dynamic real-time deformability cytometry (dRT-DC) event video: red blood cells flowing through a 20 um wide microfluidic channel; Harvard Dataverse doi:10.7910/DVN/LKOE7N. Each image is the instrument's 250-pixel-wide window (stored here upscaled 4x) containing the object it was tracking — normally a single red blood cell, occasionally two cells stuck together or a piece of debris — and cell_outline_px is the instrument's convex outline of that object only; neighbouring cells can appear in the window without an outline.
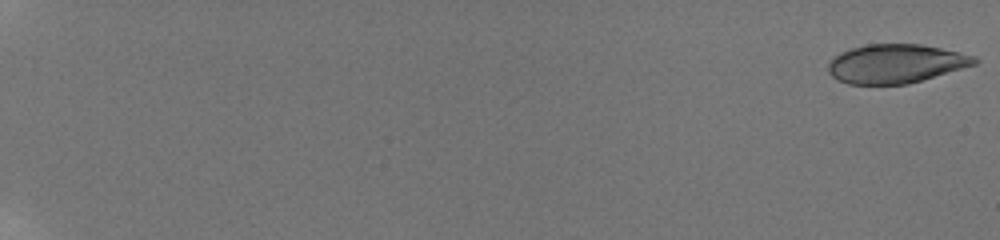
{"species": "human", "species_latin": "Homo sapiens", "temperature_condition": "room temperature", "stored_images_in_passage": 31, "camera_frame_rate_fps": 3000, "um_per_image_px": 0.085, "donor": {"sex": "male"}, "frame": {"image": 1, "passage_image": 1, "time_ms": 0.0, "image_size_px": [1000, 240], "cell_outline_px": [[980, 60], [976, 64], [908, 84], [848, 84], [836, 80], [828, 72], [828, 64], [840, 52], [852, 48], [868, 44], [920, 44], [940, 48], [976, 56]], "centroid_in_image_um": [76.13, 5.41], "position_along_channel_um": 8.9, "area_um2": 33.0}}
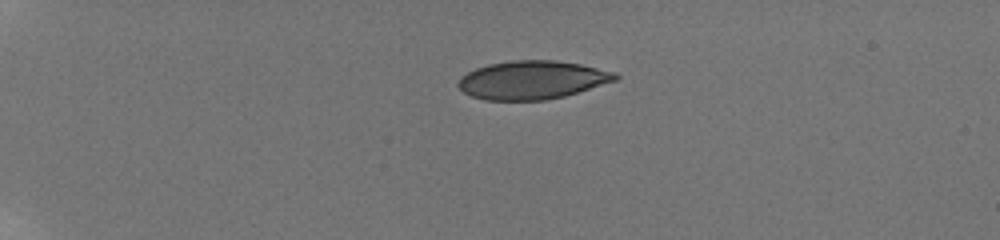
{"frame": {"image": 2, "passage_image": 21, "time_ms": 5.333, "image_size_px": [1000, 240], "cell_outline_px": [[620, 76], [616, 80], [564, 96], [544, 100], [484, 100], [472, 96], [464, 92], [456, 84], [468, 72], [476, 68], [488, 64], [512, 60], [556, 60], [580, 64], [616, 72]], "centroid_in_image_um": [45.24, 6.79], "position_along_channel_um": 39.8, "area_um2": 34.91}}
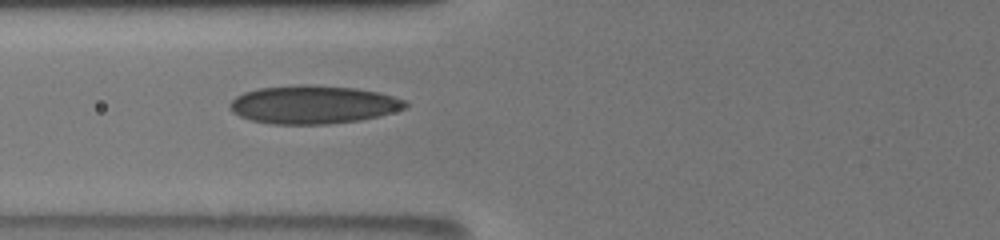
{"frame": {"image": 3, "passage_image": 28, "time_ms": 9.0, "image_size_px": [1000, 240], "cell_outline_px": [[408, 108], [360, 120], [328, 124], [272, 124], [252, 120], [240, 116], [232, 112], [228, 108], [228, 104], [236, 96], [244, 92], [260, 88], [356, 88], [376, 92], [392, 96], [404, 100], [408, 104]], "centroid_in_image_um": [26.61, 8.95], "position_along_channel_um": 99.2, "area_um2": 37.57}}